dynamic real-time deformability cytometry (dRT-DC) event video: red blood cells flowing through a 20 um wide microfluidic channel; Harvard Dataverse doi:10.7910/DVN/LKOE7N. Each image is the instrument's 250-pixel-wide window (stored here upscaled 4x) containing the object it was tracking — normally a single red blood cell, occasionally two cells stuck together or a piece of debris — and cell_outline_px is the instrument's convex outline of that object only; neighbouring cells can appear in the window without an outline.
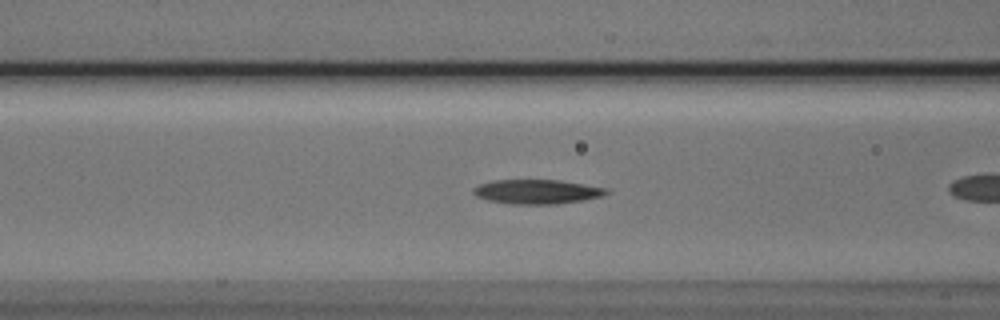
{"species": "Egyptian fruit bat (a non-hibernating species)", "species_latin": "Rousettus aegyptiacus", "temperature_condition": "cold", "stored_images_in_passage": 27, "camera_frame_rate_fps": 3000, "um_per_image_px": 0.085, "animal": {"sex": "male"}, "frame": {"image": 1, "passage_image": 5, "time_ms": 1.333, "image_size_px": [1000, 320], "cell_outline_px": [[608, 192], [604, 196], [584, 200], [556, 204], [512, 204], [488, 200], [476, 196], [472, 192], [472, 188], [480, 184], [492, 180], [560, 180], [608, 188]], "centroid_in_image_um": [45.65, 16.29], "position_along_channel_um": 121.0, "area_um2": 18.96}}
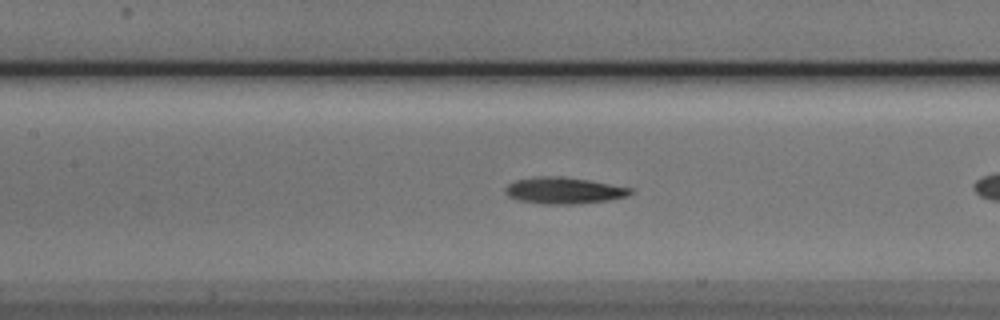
{"frame": {"image": 2, "passage_image": 8, "time_ms": 2.333, "image_size_px": [1000, 320], "cell_outline_px": [[636, 192], [628, 196], [608, 200], [576, 204], [544, 204], [516, 200], [508, 196], [504, 192], [504, 188], [508, 184], [516, 180], [536, 176], [560, 176], [588, 180], [632, 188]], "centroid_in_image_um": [47.92, 16.2], "position_along_channel_um": 159.5, "area_um2": 19.48}}